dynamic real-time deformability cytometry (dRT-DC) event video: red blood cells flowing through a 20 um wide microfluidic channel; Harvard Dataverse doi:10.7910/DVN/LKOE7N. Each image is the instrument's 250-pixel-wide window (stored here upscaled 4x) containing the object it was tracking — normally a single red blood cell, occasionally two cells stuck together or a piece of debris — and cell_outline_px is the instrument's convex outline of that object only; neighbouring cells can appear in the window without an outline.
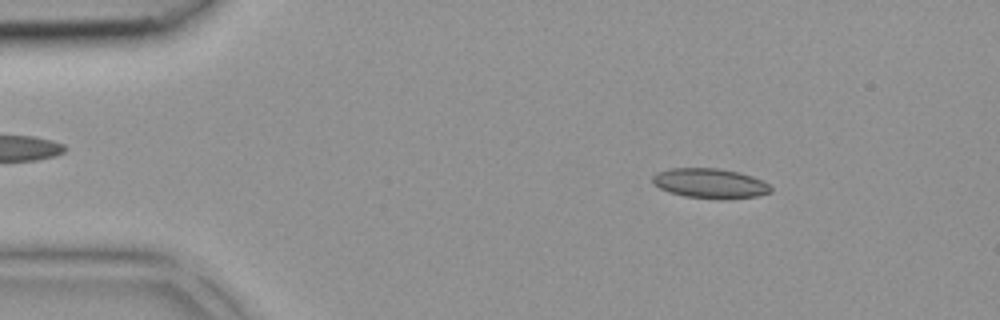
{"species": "common noctule bat (a hibernating species)", "species_latin": "Nyctalus noctula", "temperature_condition": "room temperature", "stored_images_in_passage": 36, "camera_frame_rate_fps": 3000, "um_per_image_px": 0.085, "animal": {"sex": "female", "body_mass_g": 18.4}, "frame": {"image": 1, "passage_image": 2, "time_ms": 0.333, "image_size_px": [1000, 320], "cell_outline_px": [[772, 192], [756, 196], [728, 200], [720, 200], [684, 196], [668, 192], [652, 184], [652, 176], [656, 172], [668, 168], [720, 168], [740, 172], [752, 176], [768, 184], [772, 188]], "centroid_in_image_um": [60.33, 15.59], "position_along_channel_um": 24.7, "area_um2": 20.98}}
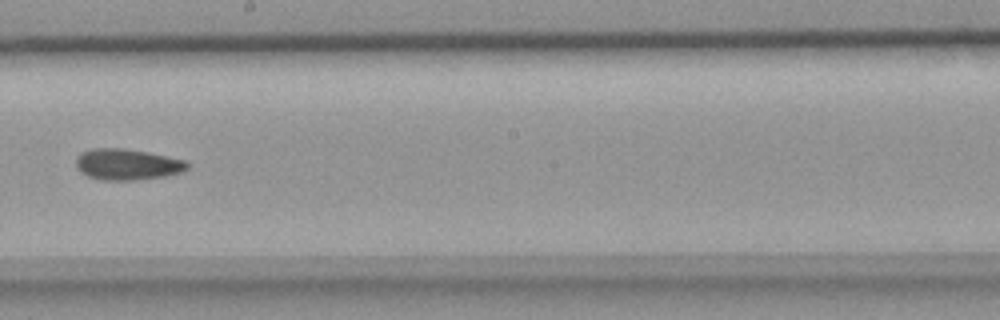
{"frame": {"image": 2, "passage_image": 19, "time_ms": 6.0, "image_size_px": [1000, 320], "cell_outline_px": [[192, 164], [184, 172], [164, 176], [132, 180], [104, 180], [88, 176], [80, 172], [76, 168], [76, 156], [80, 152], [92, 148], [124, 148], [148, 152], [184, 160]], "centroid_in_image_um": [10.81, 13.96], "position_along_channel_um": 237.4, "area_um2": 20.35}}
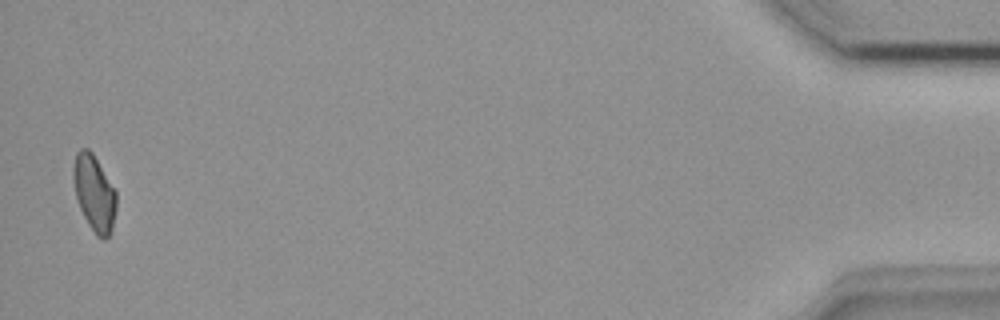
{"frame": {"image": 3, "passage_image": 36, "time_ms": 11.667, "image_size_px": [1000, 320], "cell_outline_px": [[116, 208], [112, 232], [104, 240], [96, 236], [88, 224], [80, 208], [76, 196], [72, 176], [72, 168], [76, 152], [80, 148], [88, 148], [92, 152], [116, 192]], "centroid_in_image_um": [8.0, 16.42], "position_along_channel_um": 427.2, "area_um2": 19.07}}